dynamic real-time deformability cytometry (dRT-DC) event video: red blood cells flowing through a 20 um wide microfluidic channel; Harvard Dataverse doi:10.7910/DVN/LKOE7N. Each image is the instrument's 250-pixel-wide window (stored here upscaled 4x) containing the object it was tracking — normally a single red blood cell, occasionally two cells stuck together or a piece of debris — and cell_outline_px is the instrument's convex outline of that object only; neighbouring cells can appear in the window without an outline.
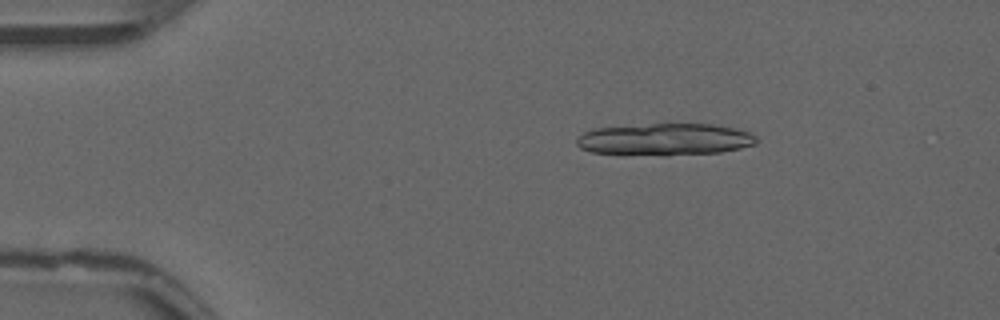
{"species": "common noctule bat (a hibernating species)", "species_latin": "Nyctalus noctula", "temperature_condition": "warm", "stored_images_in_passage": 29, "camera_frame_rate_fps": 3000, "um_per_image_px": 0.085, "animal": {"sex": "male", "forearm_length_mm": 52.5}, "frame": {"image": 1, "passage_image": 9, "time_ms": 2.667, "image_size_px": [1000, 320], "cell_outline_px": [[756, 144], [740, 148], [720, 152], [592, 152], [580, 148], [576, 144], [576, 140], [584, 132], [596, 128], [652, 124], [712, 124], [732, 128], [748, 132], [756, 136]], "centroid_in_image_um": [56.54, 11.79], "position_along_channel_um": 28.5, "area_um2": 31.5}}
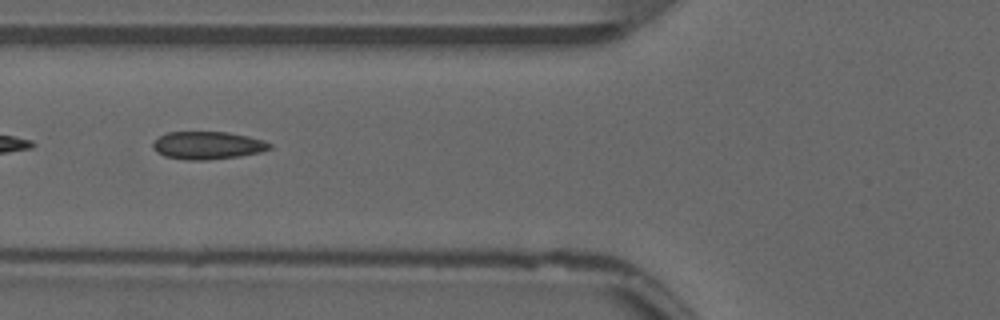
{"frame": {"image": 2, "passage_image": 21, "time_ms": 6.667, "image_size_px": [1000, 320], "cell_outline_px": [[272, 148], [260, 152], [236, 156], [204, 160], [188, 160], [164, 156], [156, 152], [152, 148], [152, 144], [160, 136], [168, 132], [228, 132], [248, 136], [264, 140], [272, 144]], "centroid_in_image_um": [17.64, 12.35], "position_along_channel_um": 108.2, "area_um2": 18.79}}